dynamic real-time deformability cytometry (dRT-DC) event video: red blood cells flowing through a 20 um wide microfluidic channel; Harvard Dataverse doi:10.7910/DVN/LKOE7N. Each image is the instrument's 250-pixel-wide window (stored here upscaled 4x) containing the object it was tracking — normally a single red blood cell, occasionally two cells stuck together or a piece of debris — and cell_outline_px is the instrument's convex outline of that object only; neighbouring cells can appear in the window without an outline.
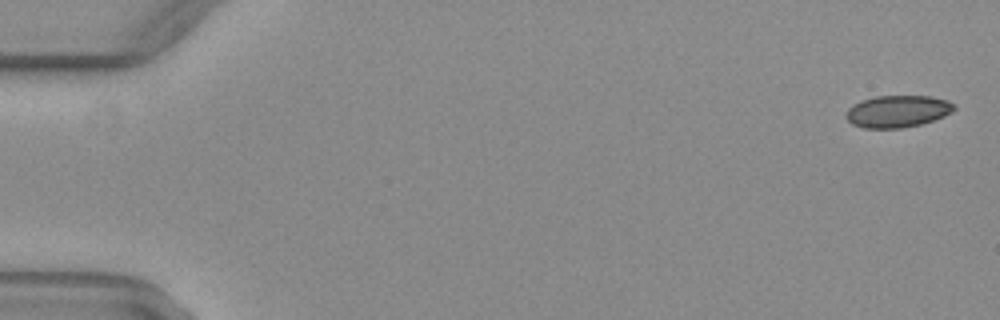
{"species": "common noctule bat (a hibernating species)", "species_latin": "Nyctalus noctula", "temperature_condition": "warm", "stored_images_in_passage": 52, "camera_frame_rate_fps": 3000, "um_per_image_px": 0.085, "animal": {"sex": "female", "body_mass_g": 29.2, "forearm_length_mm": 56.3}, "frame": {"image": 1, "passage_image": 2, "time_ms": 0.333, "image_size_px": [1000, 320], "cell_outline_px": [[956, 108], [952, 112], [944, 116], [920, 124], [900, 128], [864, 128], [852, 124], [844, 116], [848, 108], [852, 104], [860, 100], [876, 96], [932, 96], [948, 100], [956, 104]], "centroid_in_image_um": [76.29, 9.45], "position_along_channel_um": 8.7, "area_um2": 20.35}}
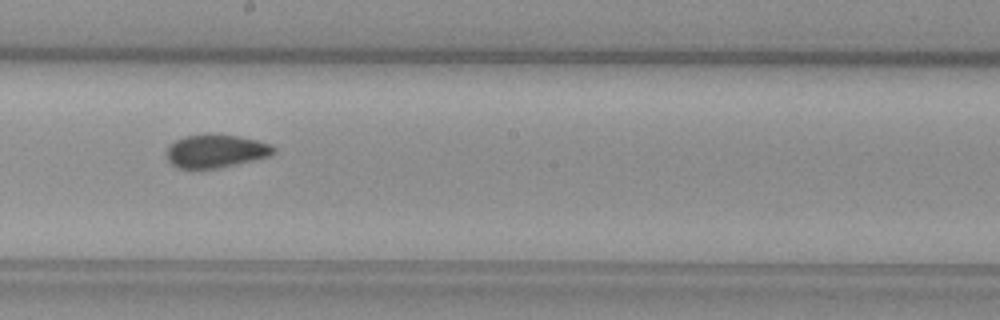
{"frame": {"image": 2, "passage_image": 30, "time_ms": 9.667, "image_size_px": [1000, 320], "cell_outline_px": [[276, 152], [268, 156], [252, 160], [216, 168], [176, 168], [168, 160], [168, 148], [176, 140], [184, 136], [204, 132], [208, 132], [240, 136], [272, 144], [276, 148]], "centroid_in_image_um": [18.36, 12.8], "position_along_channel_um": 229.8, "area_um2": 20.81}}
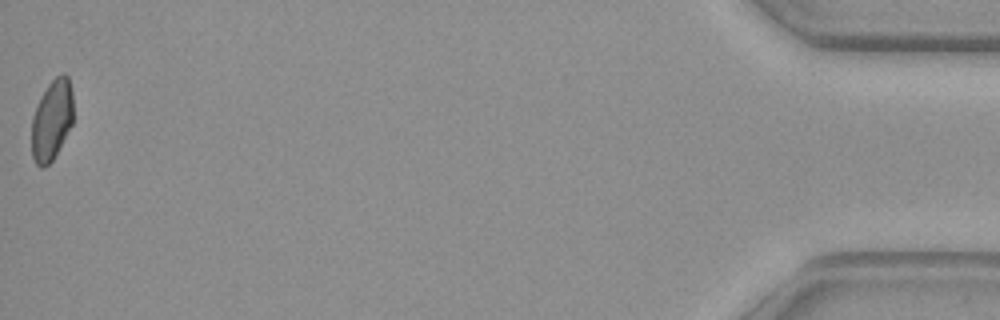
{"frame": {"image": 3, "passage_image": 52, "time_ms": 17.0, "image_size_px": [1000, 320], "cell_outline_px": [[72, 124], [52, 160], [44, 168], [40, 168], [36, 164], [32, 156], [32, 116], [40, 96], [48, 84], [60, 72], [64, 72], [68, 76], [72, 92]], "centroid_in_image_um": [4.39, 10.17], "position_along_channel_um": 430.8, "area_um2": 19.54}, "authors_computed_cell_mechanics": {"area_um2": 20.808, "velocity_mm_per_s": 4.0907, "shape_relaxation_time_tau1_ms": null, "shape_relaxation_time_tau2_ms": 1.1449, "deformation_change_tau1": null, "deformation_change_tau2": 0.0571}}